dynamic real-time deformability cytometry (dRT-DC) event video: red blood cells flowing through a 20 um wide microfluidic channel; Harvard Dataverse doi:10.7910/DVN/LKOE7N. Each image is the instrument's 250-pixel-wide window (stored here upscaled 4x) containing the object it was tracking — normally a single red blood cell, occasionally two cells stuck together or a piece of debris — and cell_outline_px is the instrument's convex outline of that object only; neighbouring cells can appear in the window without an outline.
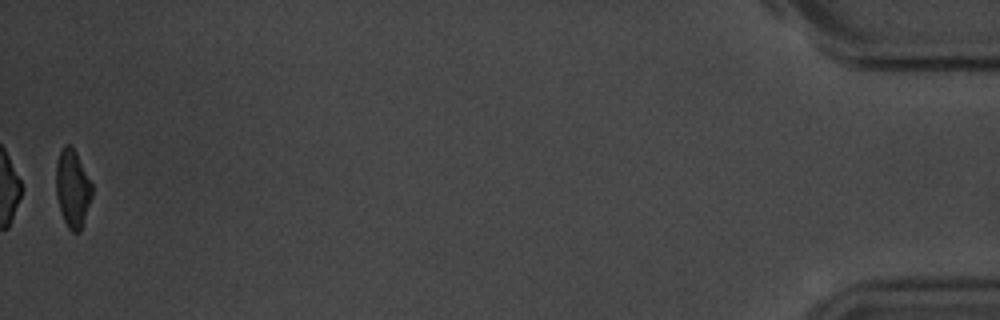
{"species": "common noctule bat (a hibernating species)", "species_latin": "Nyctalus noctula", "temperature_condition": "room temperature", "stored_images_in_passage": 43, "camera_frame_rate_fps": 3000, "um_per_image_px": 0.085, "animal": {"sex": "male", "body_mass_g": 20.1, "forearm_length_mm": 53.5}, "frame": {"image": 1, "passage_image": 43, "time_ms": 14.0, "image_size_px": [1000, 320], "cell_outline_px": [[92, 196], [80, 232], [72, 232], [68, 228], [64, 220], [56, 196], [56, 164], [60, 152], [64, 144], [72, 144], [92, 184]], "centroid_in_image_um": [6.16, 16.0], "position_along_channel_um": 429.0, "area_um2": 16.24}, "authors_computed_cell_mechanics": {"area_um2": 17.8602, "velocity_mm_per_s": 3.6504, "shape_relaxation_time_tau1_ms": 2.5246, "shape_relaxation_time_tau2_ms": 2.5949, "deformation_change_tau1": 0.1191, "deformation_change_tau2": 0.0957}}